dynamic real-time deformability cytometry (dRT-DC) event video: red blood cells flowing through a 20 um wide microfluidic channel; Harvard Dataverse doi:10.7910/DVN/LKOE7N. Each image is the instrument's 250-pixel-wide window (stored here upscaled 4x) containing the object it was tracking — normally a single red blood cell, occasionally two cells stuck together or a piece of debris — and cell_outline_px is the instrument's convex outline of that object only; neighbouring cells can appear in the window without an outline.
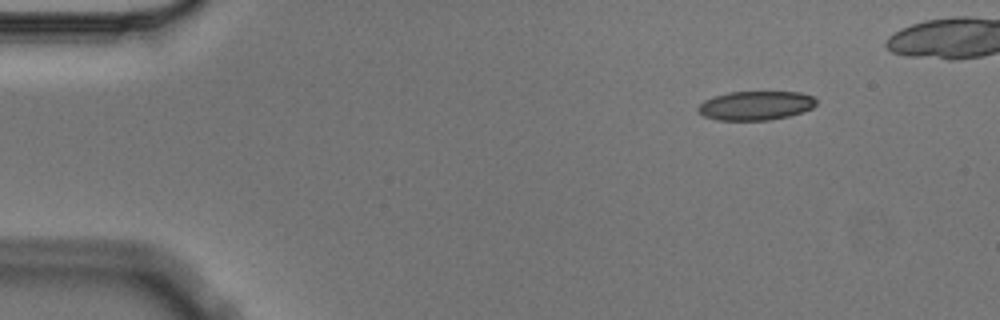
{"species": "Egyptian fruit bat (a non-hibernating species)", "species_latin": "Rousettus aegyptiacus", "temperature_condition": "cold", "stored_images_in_passage": 6, "segment_of_instrument_passage": [2, 2], "camera_frame_rate_fps": 3000, "um_per_image_px": 0.085, "animal": {"sex": "male"}, "frame": {"image": 1, "passage_image": 6, "time_ms": 1.667, "image_size_px": [1000, 320], "cell_outline_px": [[816, 104], [812, 108], [804, 112], [788, 116], [768, 120], [716, 120], [704, 116], [696, 108], [704, 100], [728, 92], [800, 92], [812, 96], [816, 100]], "centroid_in_image_um": [64.24, 8.97], "position_along_channel_um": 20.8, "area_um2": 19.94}}